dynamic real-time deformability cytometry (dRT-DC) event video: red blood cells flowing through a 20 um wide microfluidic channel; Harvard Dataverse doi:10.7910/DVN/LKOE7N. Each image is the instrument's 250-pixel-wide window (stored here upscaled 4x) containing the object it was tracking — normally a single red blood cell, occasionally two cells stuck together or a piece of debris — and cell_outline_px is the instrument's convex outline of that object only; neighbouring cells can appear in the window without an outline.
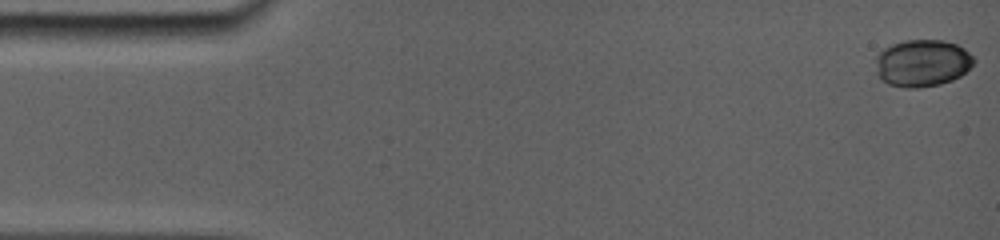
{"species": "common noctule bat (a hibernating species)", "species_latin": "Nyctalus noctula", "temperature_condition": "room temperature", "stored_images_in_passage": 67, "camera_frame_rate_fps": 5000, "um_per_image_px": 0.085, "animal": {"sex": "female", "body_mass_g": 19.0, "forearm_length_mm": 56.7}, "frame": {"image": 1, "passage_image": 1, "time_ms": 0.0, "image_size_px": [1000, 240], "cell_outline_px": [[976, 60], [960, 76], [952, 80], [940, 84], [920, 88], [904, 88], [888, 84], [880, 80], [876, 72], [876, 56], [884, 48], [892, 44], [904, 40], [944, 40], [956, 44], [964, 48]], "centroid_in_image_um": [78.36, 5.37], "position_along_channel_um": 6.6, "area_um2": 27.11}}
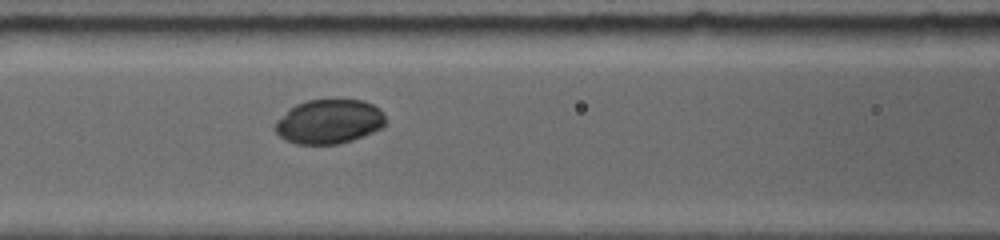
{"frame": {"image": 2, "passage_image": 29, "time_ms": 6.8, "image_size_px": [1000, 240], "cell_outline_px": [[384, 124], [380, 128], [372, 132], [352, 140], [336, 144], [300, 144], [288, 140], [280, 136], [276, 132], [276, 124], [296, 104], [308, 100], [360, 100], [372, 104], [380, 108], [384, 116]], "centroid_in_image_um": [28.02, 10.33], "position_along_channel_um": 138.6, "area_um2": 27.74}}
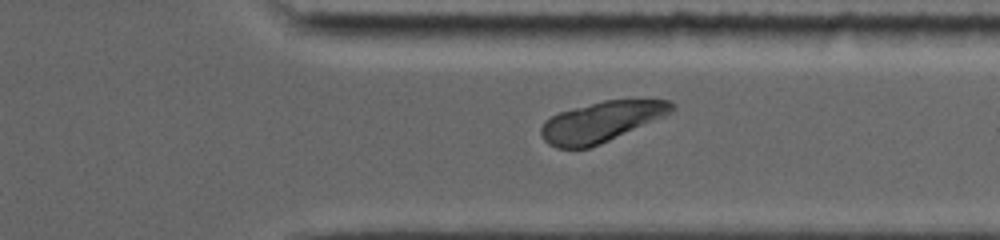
{"frame": {"image": 3, "passage_image": 58, "time_ms": 12.6, "image_size_px": [1000, 240], "cell_outline_px": [[676, 108], [672, 112], [664, 116], [600, 144], [588, 148], [556, 148], [548, 144], [544, 140], [540, 132], [540, 128], [544, 120], [560, 112], [572, 108], [604, 100], [672, 100], [676, 104]], "centroid_in_image_um": [51.1, 10.34], "position_along_channel_um": 360.3, "area_um2": 30.58}, "authors_computed_cell_mechanics": {"area_um2": 29.6514, "velocity_mm_per_s": 3.8211, "shape_relaxation_time_tau1_ms": 0.5664, "shape_relaxation_time_tau2_ms": null, "deformation_change_tau1": 0.0234, "deformation_change_tau2": null}}